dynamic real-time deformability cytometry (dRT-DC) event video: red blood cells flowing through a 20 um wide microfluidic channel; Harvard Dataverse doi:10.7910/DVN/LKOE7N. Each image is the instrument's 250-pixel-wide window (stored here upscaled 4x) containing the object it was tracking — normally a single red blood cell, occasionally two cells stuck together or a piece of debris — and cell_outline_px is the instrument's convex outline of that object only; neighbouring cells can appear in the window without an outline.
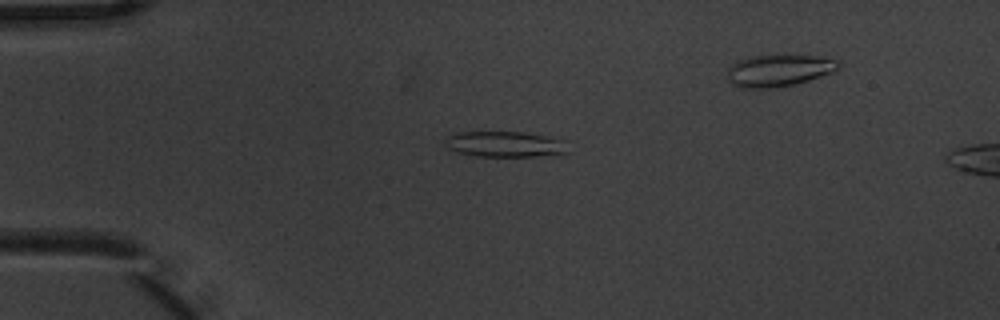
{"species": "common noctule bat (a hibernating species)", "species_latin": "Nyctalus noctula", "temperature_condition": "warm", "stored_images_in_passage": 5, "segment_of_instrument_passage": [1, 2], "camera_frame_rate_fps": 3000, "um_per_image_px": 0.085, "animal": {"sex": "male", "body_mass_g": 20.1, "forearm_length_mm": 53.5}, "frame": {"image": 1, "passage_image": 4, "time_ms": 1.0, "image_size_px": [1000, 320], "cell_outline_px": [[568, 152], [536, 156], [476, 156], [460, 152], [448, 148], [444, 144], [444, 140], [448, 136], [456, 132], [524, 132], [548, 136], [560, 140]], "centroid_in_image_um": [42.83, 12.24], "position_along_channel_um": 42.2, "area_um2": 18.03}}